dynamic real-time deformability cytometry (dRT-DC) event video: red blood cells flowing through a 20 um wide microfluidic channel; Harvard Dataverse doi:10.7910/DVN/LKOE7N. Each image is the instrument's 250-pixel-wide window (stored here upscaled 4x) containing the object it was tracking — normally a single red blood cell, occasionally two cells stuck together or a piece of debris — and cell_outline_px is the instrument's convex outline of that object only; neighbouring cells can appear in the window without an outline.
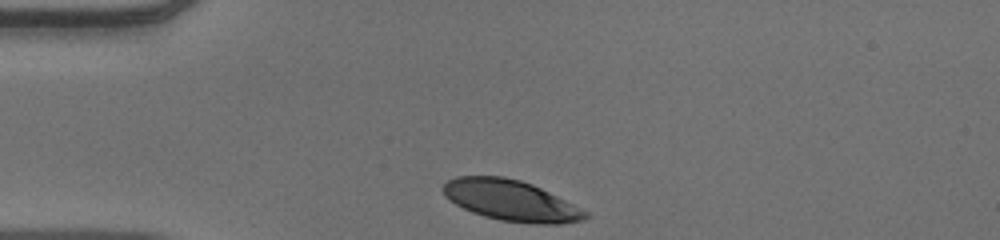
{"species": "human", "species_latin": "Homo sapiens", "temperature_condition": "warm", "stored_images_in_passage": 31, "camera_frame_rate_fps": 3000, "um_per_image_px": 0.085, "donor": {"sex": "male"}, "frame": {"image": 1, "passage_image": 1, "time_ms": 0.0, "image_size_px": [1000, 240], "cell_outline_px": [[588, 216], [584, 220], [560, 224], [536, 224], [500, 220], [484, 216], [472, 212], [456, 204], [444, 196], [440, 188], [448, 180], [456, 176], [504, 176], [520, 180], [532, 184], [588, 212]], "centroid_in_image_um": [43.39, 17.04], "position_along_channel_um": 41.6, "area_um2": 33.64}}
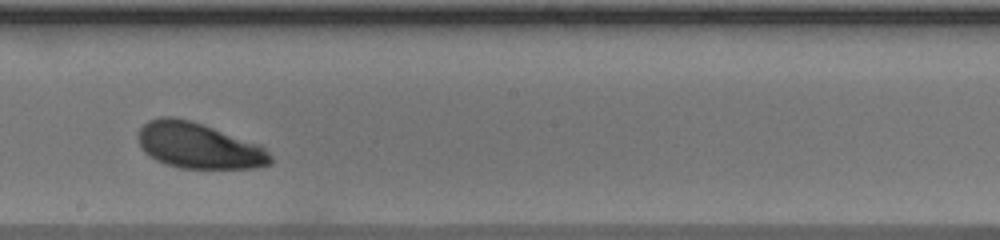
{"frame": {"image": 2, "passage_image": 18, "time_ms": 5.667, "image_size_px": [1000, 240], "cell_outline_px": [[272, 164], [256, 168], [180, 168], [164, 164], [156, 160], [144, 152], [140, 144], [140, 128], [148, 120], [160, 116], [172, 116], [188, 120], [260, 144], [272, 156]], "centroid_in_image_um": [16.9, 12.4], "position_along_channel_um": 231.3, "area_um2": 35.03}}
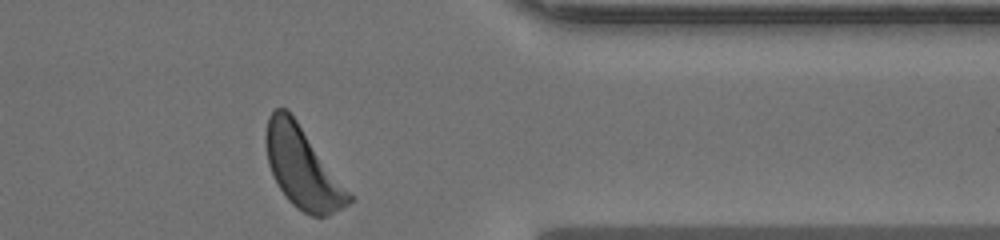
{"frame": {"image": 3, "passage_image": 31, "time_ms": 10.0, "image_size_px": [1000, 240], "cell_outline_px": [[352, 200], [348, 204], [328, 216], [312, 216], [296, 208], [288, 200], [280, 188], [268, 164], [264, 140], [264, 136], [268, 116], [276, 108], [288, 108], [352, 196]], "centroid_in_image_um": [25.67, 14.23], "position_along_channel_um": 385.7, "area_um2": 38.55}, "authors_computed_cell_mechanics": {"area_um2": 35.6048, "velocity_mm_per_s": 3.8675, "shape_relaxation_time_tau1_ms": 0.9467, "shape_relaxation_time_tau2_ms": null, "deformation_change_tau1": 0.0918, "deformation_change_tau2": null}}